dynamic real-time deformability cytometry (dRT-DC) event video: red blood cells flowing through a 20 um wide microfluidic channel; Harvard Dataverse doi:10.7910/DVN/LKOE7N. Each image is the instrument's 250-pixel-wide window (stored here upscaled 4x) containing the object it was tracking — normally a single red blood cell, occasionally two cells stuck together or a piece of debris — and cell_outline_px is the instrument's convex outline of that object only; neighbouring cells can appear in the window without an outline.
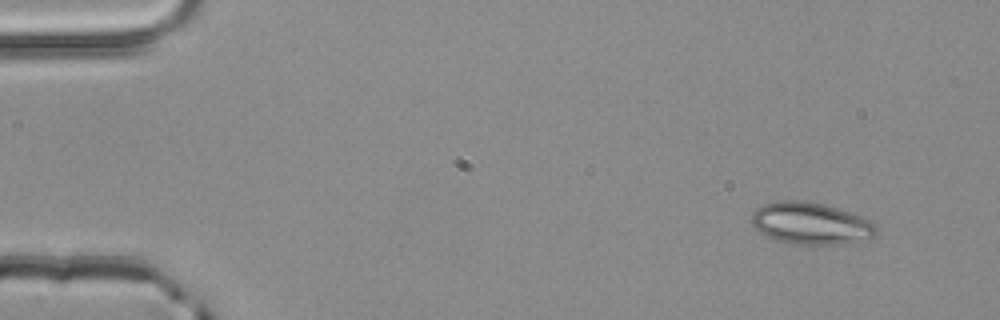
{"species": "common noctule bat (a hibernating species)", "species_latin": "Nyctalus noctula", "temperature_condition": "room temperature", "stored_images_in_passage": 3, "camera_frame_rate_fps": 3000, "um_per_image_px": 0.085, "animal": {"sex": "male", "body_mass_g": 20.4}, "frame": {"image": 1, "passage_image": 1, "time_ms": 0.0, "image_size_px": [1000, 320], "cell_outline_px": [[876, 236], [836, 244], [800, 244], [776, 240], [760, 232], [752, 224], [752, 212], [756, 208], [764, 204], [780, 200], [804, 200], [824, 204], [864, 216], [872, 220], [876, 224]], "centroid_in_image_um": [68.92, 18.96], "position_along_channel_um": 16.1, "area_um2": 30.35}}